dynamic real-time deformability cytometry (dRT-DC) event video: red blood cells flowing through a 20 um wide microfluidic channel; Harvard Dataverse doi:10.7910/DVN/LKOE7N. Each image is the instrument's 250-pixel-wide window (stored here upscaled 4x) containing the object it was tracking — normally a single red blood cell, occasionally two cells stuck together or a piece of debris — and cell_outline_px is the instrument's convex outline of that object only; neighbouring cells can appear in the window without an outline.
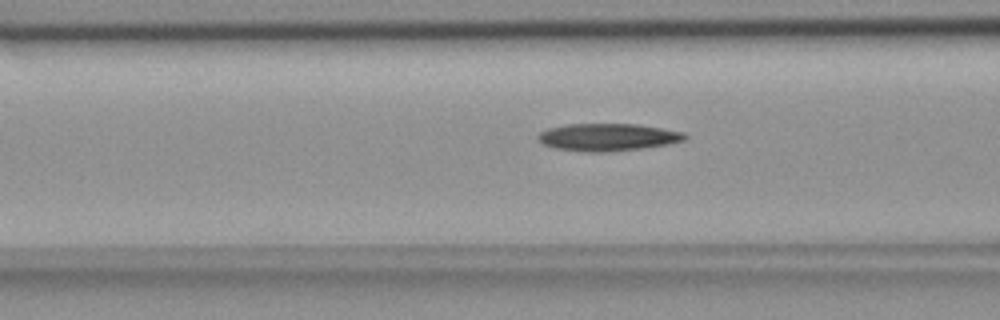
{"species": "common noctule bat (a hibernating species)", "species_latin": "Nyctalus noctula", "temperature_condition": "room temperature", "stored_images_in_passage": 54, "camera_frame_rate_fps": 3000, "um_per_image_px": 0.085, "animal": {"sex": "female", "body_mass_g": 18.4}, "frame": {"image": 1, "passage_image": 20, "time_ms": 6.333, "image_size_px": [1000, 320], "cell_outline_px": [[688, 136], [684, 140], [668, 144], [640, 148], [604, 152], [588, 152], [556, 148], [544, 144], [536, 140], [536, 136], [540, 132], [548, 128], [568, 124], [636, 124], [684, 132]], "centroid_in_image_um": [51.63, 11.65], "position_along_channel_um": 115.0, "area_um2": 23.29}}
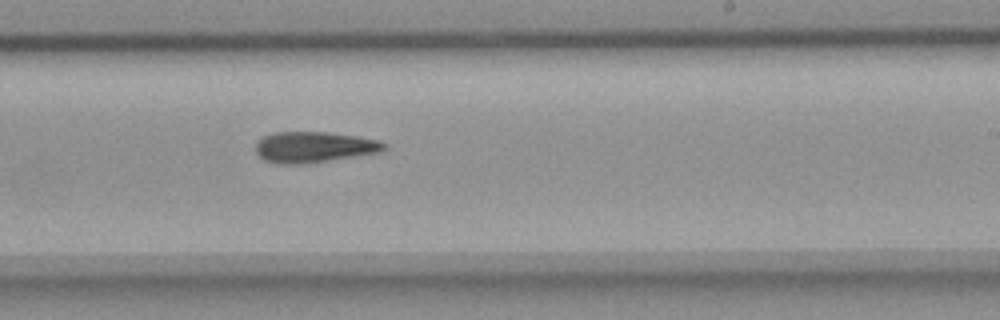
{"frame": {"image": 2, "passage_image": 32, "time_ms": 10.333, "image_size_px": [1000, 320], "cell_outline_px": [[388, 148], [380, 152], [308, 164], [276, 164], [264, 160], [256, 152], [256, 144], [264, 136], [276, 132], [328, 132], [356, 136], [380, 140], [388, 144]], "centroid_in_image_um": [26.73, 12.51], "position_along_channel_um": 262.3, "area_um2": 23.29}}
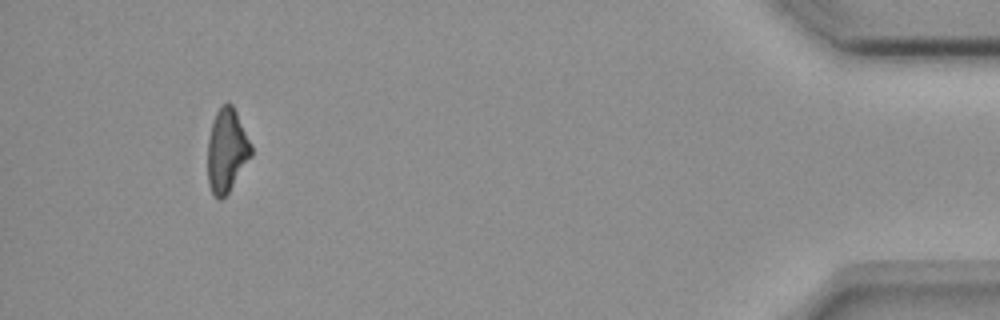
{"frame": {"image": 3, "passage_image": 50, "time_ms": 16.333, "image_size_px": [1000, 320], "cell_outline_px": [[252, 156], [228, 192], [220, 200], [212, 192], [208, 184], [208, 140], [212, 124], [216, 112], [228, 100], [232, 104], [252, 144]], "centroid_in_image_um": [19.29, 12.78], "position_along_channel_um": 415.9, "area_um2": 20.98}}